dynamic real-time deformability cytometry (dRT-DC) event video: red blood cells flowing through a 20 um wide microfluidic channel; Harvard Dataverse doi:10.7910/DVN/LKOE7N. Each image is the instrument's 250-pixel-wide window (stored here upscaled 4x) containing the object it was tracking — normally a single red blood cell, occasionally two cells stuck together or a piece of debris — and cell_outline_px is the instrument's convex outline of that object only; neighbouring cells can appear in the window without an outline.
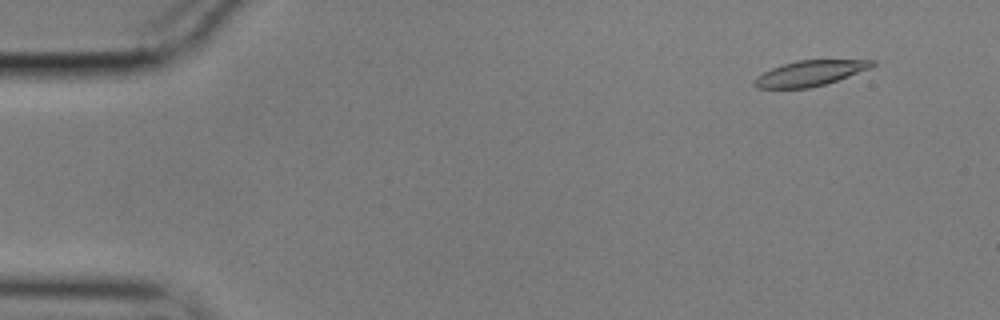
{"species": "common noctule bat (a hibernating species)", "species_latin": "Nyctalus noctula", "temperature_condition": "cold", "stored_images_in_passage": 7, "camera_frame_rate_fps": 3000, "um_per_image_px": 0.085, "animal": {"sex": "male", "body_mass_g": 17.9}, "frame": {"image": 1, "passage_image": 5, "time_ms": 1.333, "image_size_px": [1000, 320], "cell_outline_px": [[876, 64], [872, 68], [824, 84], [808, 88], [756, 88], [752, 84], [752, 80], [756, 76], [772, 68], [796, 60], [876, 60]], "centroid_in_image_um": [68.83, 6.22], "position_along_channel_um": 16.2, "area_um2": 17.4}}